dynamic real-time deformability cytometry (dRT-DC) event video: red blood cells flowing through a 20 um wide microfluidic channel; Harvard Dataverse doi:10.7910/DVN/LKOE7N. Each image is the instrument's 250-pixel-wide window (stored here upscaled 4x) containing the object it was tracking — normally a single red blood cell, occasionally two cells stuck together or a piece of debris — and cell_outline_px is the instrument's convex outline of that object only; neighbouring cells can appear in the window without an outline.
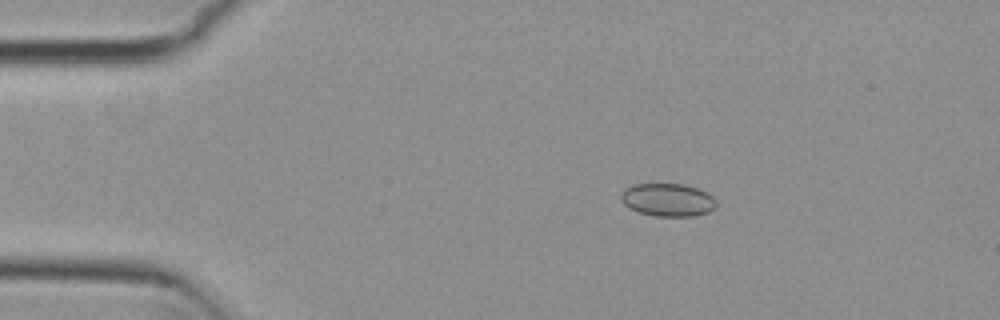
{"species": "common noctule bat (a hibernating species)", "species_latin": "Nyctalus noctula", "temperature_condition": "cold", "stored_images_in_passage": 9, "camera_frame_rate_fps": 3000, "um_per_image_px": 0.085, "animal": {"sex": "female", "body_mass_g": 29.2, "forearm_length_mm": 56.3}, "frame": {"image": 1, "passage_image": 1, "time_ms": 0.0, "image_size_px": [1000, 320], "cell_outline_px": [[716, 208], [708, 212], [692, 216], [652, 216], [628, 208], [620, 200], [620, 192], [624, 188], [632, 184], [684, 184], [696, 188], [712, 196], [716, 200]], "centroid_in_image_um": [56.71, 16.99], "position_along_channel_um": 28.3, "area_um2": 18.44}}
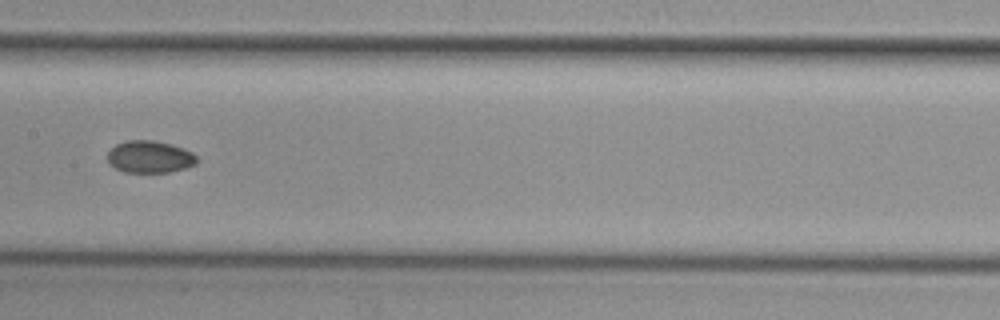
{"frame": {"image": 2, "passage_image": 6, "time_ms": 1.667, "image_size_px": [1000, 320], "cell_outline_px": [[196, 164], [184, 168], [168, 172], [124, 172], [108, 164], [108, 152], [116, 144], [128, 140], [152, 140], [172, 144], [192, 152], [196, 156]], "centroid_in_image_um": [12.71, 13.33], "position_along_channel_um": 194.7, "area_um2": 16.65}}
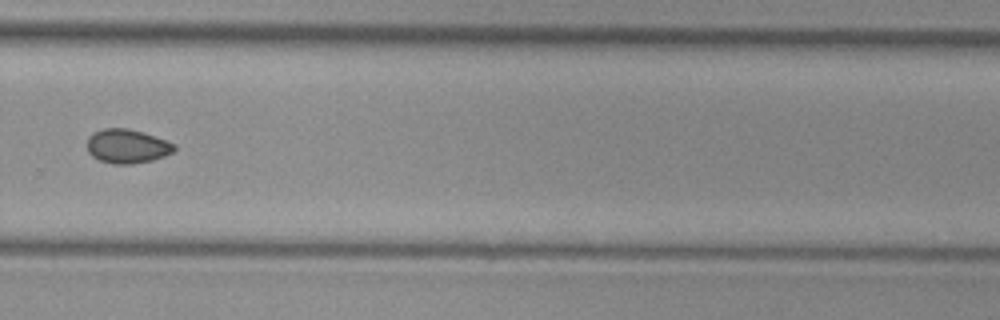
{"frame": {"image": 3, "passage_image": 9, "time_ms": 2.667, "image_size_px": [1000, 320], "cell_outline_px": [[176, 152], [152, 160], [132, 164], [112, 164], [100, 160], [92, 156], [88, 152], [88, 136], [104, 128], [128, 128], [144, 132], [176, 144]], "centroid_in_image_um": [10.84, 12.43], "position_along_channel_um": 319.0, "area_um2": 17.4}}